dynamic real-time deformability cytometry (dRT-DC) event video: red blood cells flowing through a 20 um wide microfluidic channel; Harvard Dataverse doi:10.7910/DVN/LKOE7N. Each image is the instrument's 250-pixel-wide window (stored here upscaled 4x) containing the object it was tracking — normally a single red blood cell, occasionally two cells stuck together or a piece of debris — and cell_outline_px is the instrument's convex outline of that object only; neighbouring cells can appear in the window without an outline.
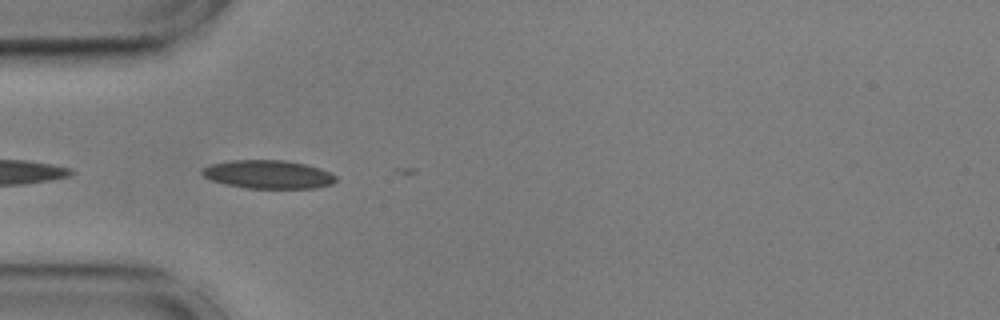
{"species": "common noctule bat (a hibernating species)", "species_latin": "Nyctalus noctula", "temperature_condition": "cold", "stored_images_in_passage": 3, "camera_frame_rate_fps": 3000, "um_per_image_px": 0.085, "animal": {"sex": "male", "body_mass_g": 17.9, "forearm_length_mm": 54.2}, "frame": {"image": 1, "passage_image": 2, "time_ms": 0.333, "image_size_px": [1000, 320], "cell_outline_px": [[336, 180], [332, 184], [316, 188], [248, 188], [228, 184], [212, 180], [204, 176], [200, 172], [204, 168], [212, 164], [232, 160], [284, 160], [304, 164], [320, 168], [336, 176]], "centroid_in_image_um": [22.82, 14.82], "position_along_channel_um": 62.2, "area_um2": 21.85}}